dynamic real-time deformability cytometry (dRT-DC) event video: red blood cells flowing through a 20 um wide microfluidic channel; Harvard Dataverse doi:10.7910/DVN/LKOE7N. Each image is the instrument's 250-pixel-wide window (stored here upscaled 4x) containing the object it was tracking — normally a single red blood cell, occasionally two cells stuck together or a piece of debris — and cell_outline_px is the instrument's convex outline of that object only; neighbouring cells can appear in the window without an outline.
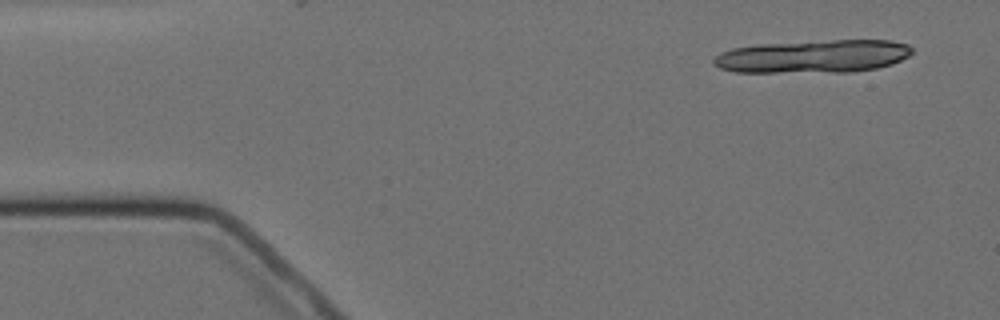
{"species": "Egyptian fruit bat (a non-hibernating species)", "species_latin": "Rousettus aegyptiacus", "temperature_condition": "cold", "stored_images_in_passage": 15, "camera_frame_rate_fps": 3000, "um_per_image_px": 0.085, "animal": {"sex": "female"}, "frame": {"image": 1, "passage_image": 1, "time_ms": 0.0, "image_size_px": [1000, 320], "cell_outline_px": [[912, 52], [908, 56], [892, 64], [876, 68], [852, 72], [736, 72], [720, 68], [712, 64], [712, 60], [720, 52], [732, 48], [760, 44], [832, 40], [892, 40], [908, 44], [912, 48]], "centroid_in_image_um": [69.12, 4.79], "position_along_channel_um": 15.9, "area_um2": 38.26}}
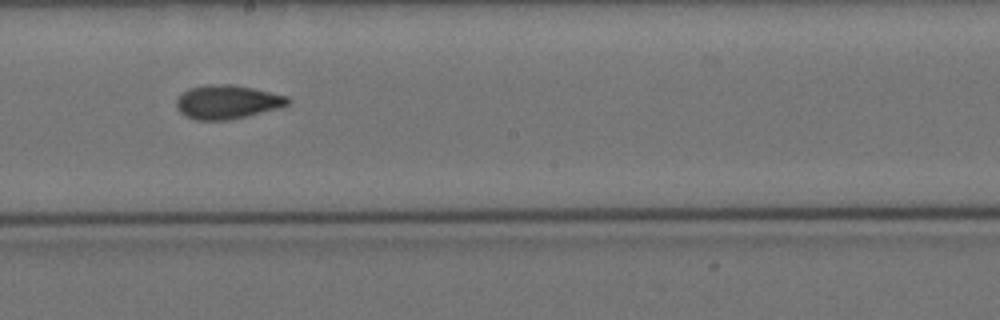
{"frame": {"image": 2, "passage_image": 8, "time_ms": 9.0, "image_size_px": [1000, 320], "cell_outline_px": [[292, 100], [288, 104], [280, 108], [248, 116], [228, 120], [196, 120], [180, 112], [176, 108], [176, 100], [184, 92], [192, 88], [208, 84], [232, 84], [252, 88], [288, 96]], "centroid_in_image_um": [19.35, 8.67], "position_along_channel_um": 228.8, "area_um2": 21.91}}
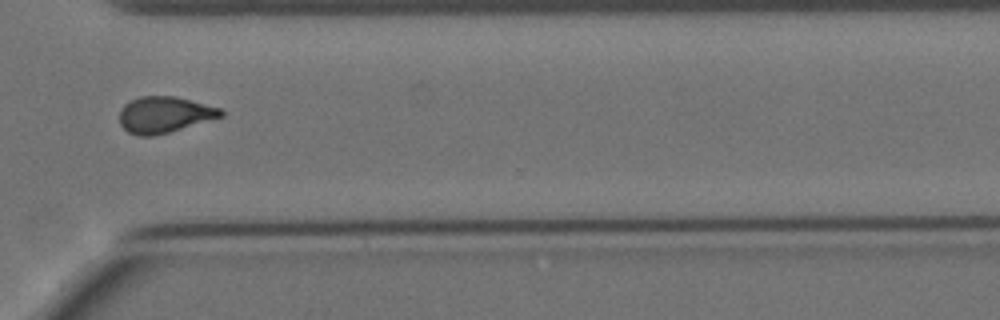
{"frame": {"image": 3, "passage_image": 11, "time_ms": 12.667, "image_size_px": [1000, 320], "cell_outline_px": [[224, 116], [168, 132], [152, 136], [140, 136], [128, 132], [120, 124], [120, 108], [128, 100], [140, 96], [176, 96], [220, 108], [224, 112]], "centroid_in_image_um": [13.95, 9.73], "position_along_channel_um": 356.7, "area_um2": 21.39}, "authors_computed_cell_mechanics": {"area_um2": 21.386, "velocity_mm_per_s": 3.4738, "shape_relaxation_time_tau1_ms": 2.6564, "shape_relaxation_time_tau2_ms": 5.3506, "deformation_change_tau1": 0.1778, "deformation_change_tau2": 0.0883}}